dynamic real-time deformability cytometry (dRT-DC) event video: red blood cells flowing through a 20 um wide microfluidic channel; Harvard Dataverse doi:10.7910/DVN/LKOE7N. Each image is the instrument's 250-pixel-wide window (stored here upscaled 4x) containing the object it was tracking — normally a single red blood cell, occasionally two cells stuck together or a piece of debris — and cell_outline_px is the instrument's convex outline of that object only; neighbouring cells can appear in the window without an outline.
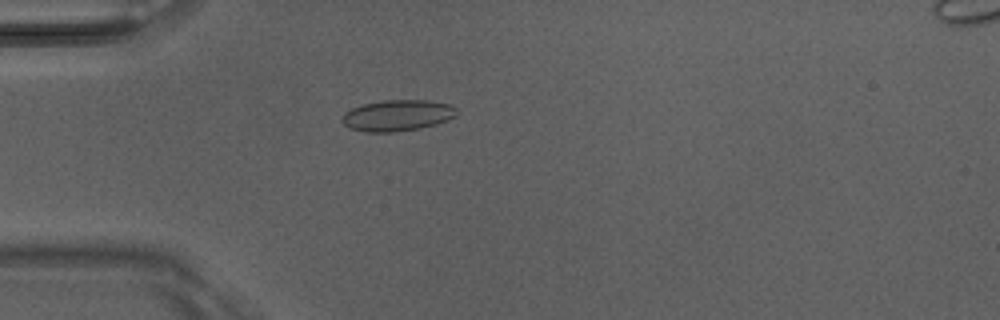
{"species": "Egyptian fruit bat (a non-hibernating species)", "species_latin": "Rousettus aegyptiacus", "temperature_condition": "room temperature", "stored_images_in_passage": 3, "camera_frame_rate_fps": 3000, "um_per_image_px": 0.085, "animal": {"sex": "male"}, "frame": {"image": 1, "passage_image": 3, "time_ms": 0.667, "image_size_px": [1000, 320], "cell_outline_px": [[456, 116], [448, 120], [436, 124], [420, 128], [396, 132], [364, 132], [348, 128], [340, 120], [344, 112], [352, 108], [364, 104], [384, 100], [428, 100], [452, 104], [456, 108]], "centroid_in_image_um": [33.77, 9.81], "position_along_channel_um": 51.2, "area_um2": 21.04}}